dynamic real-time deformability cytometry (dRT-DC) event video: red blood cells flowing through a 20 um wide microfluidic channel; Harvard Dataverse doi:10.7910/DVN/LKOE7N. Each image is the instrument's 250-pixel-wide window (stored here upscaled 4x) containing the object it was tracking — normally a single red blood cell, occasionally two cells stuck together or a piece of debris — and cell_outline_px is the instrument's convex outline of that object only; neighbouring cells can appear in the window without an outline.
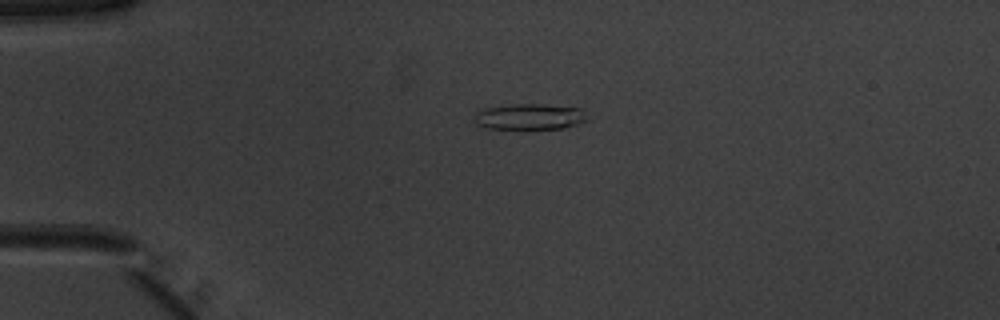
{"species": "common noctule bat (a hibernating species)", "species_latin": "Nyctalus noctula", "temperature_condition": "warm", "stored_images_in_passage": 40, "camera_frame_rate_fps": 3000, "um_per_image_px": 0.085, "animal": {"sex": "male", "body_mass_g": 20.1, "forearm_length_mm": 53.5}, "frame": {"image": 1, "passage_image": 1, "time_ms": 0.0, "image_size_px": [1000, 320], "cell_outline_px": [[588, 120], [580, 124], [564, 128], [520, 132], [484, 128], [476, 124], [476, 112], [484, 108], [512, 104], [540, 104], [584, 108]], "centroid_in_image_um": [45.04, 9.98], "position_along_channel_um": 40.0, "area_um2": 18.21}}
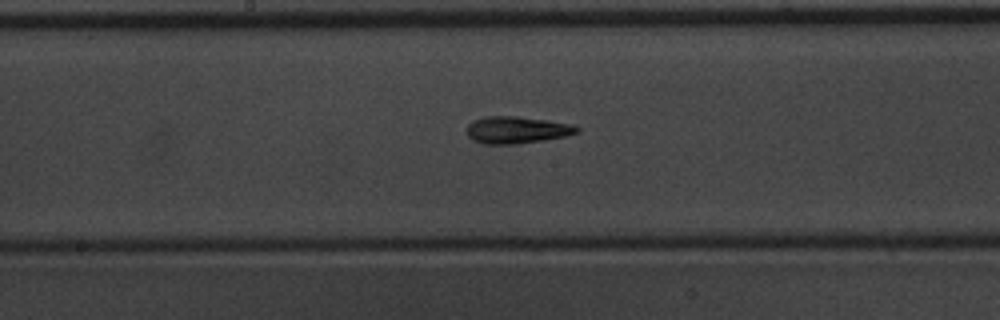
{"frame": {"image": 2, "passage_image": 16, "time_ms": 5.0, "image_size_px": [1000, 320], "cell_outline_px": [[580, 132], [564, 136], [516, 144], [484, 144], [472, 140], [468, 136], [468, 124], [472, 120], [484, 116], [516, 116], [548, 120], [572, 124], [580, 128]], "centroid_in_image_um": [43.91, 11.03], "position_along_channel_um": 204.3, "area_um2": 17.34}}
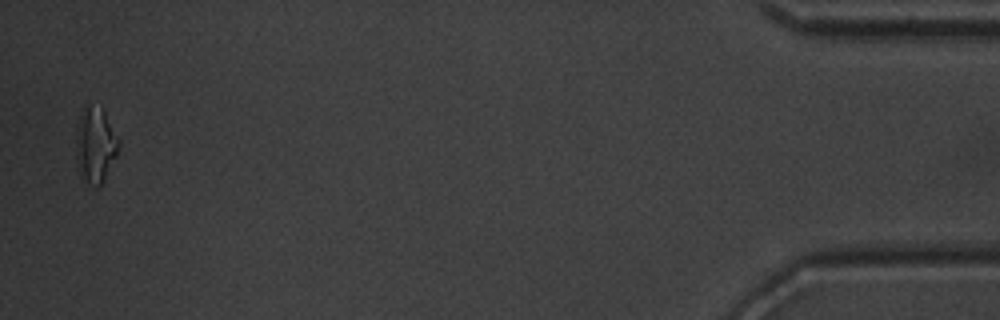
{"frame": {"image": 3, "passage_image": 39, "time_ms": 12.667, "image_size_px": [1000, 320], "cell_outline_px": [[120, 144], [116, 156], [100, 188], [96, 188], [80, 180], [76, 136], [80, 116], [84, 104], [88, 104], [104, 108], [120, 140]], "centroid_in_image_um": [8.14, 12.33], "position_along_channel_um": 427.1, "area_um2": 19.07}, "authors_computed_cell_mechanics": {"area_um2": 16.4441, "velocity_mm_per_s": 3.9853, "shape_relaxation_time_tau1_ms": 7.0008, "shape_relaxation_time_tau2_ms": 5.1403, "deformation_change_tau1": 0.2247, "deformation_change_tau2": 0.1925}}